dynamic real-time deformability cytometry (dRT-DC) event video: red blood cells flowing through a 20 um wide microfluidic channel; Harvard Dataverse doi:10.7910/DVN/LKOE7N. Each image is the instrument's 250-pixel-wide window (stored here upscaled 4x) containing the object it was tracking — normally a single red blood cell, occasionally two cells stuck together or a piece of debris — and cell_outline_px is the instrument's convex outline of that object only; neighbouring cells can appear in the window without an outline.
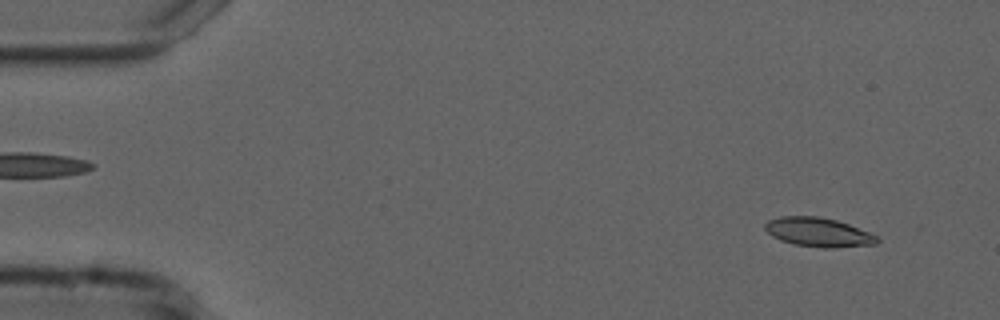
{"species": "common noctule bat (a hibernating species)", "species_latin": "Nyctalus noctula", "temperature_condition": "cold", "stored_images_in_passage": 54, "camera_frame_rate_fps": 3000, "um_per_image_px": 0.085, "animal": {"sex": "male", "forearm_length_mm": 52.5}, "frame": {"image": 1, "passage_image": 4, "time_ms": 1.0, "image_size_px": [1000, 320], "cell_outline_px": [[880, 240], [876, 244], [832, 248], [824, 248], [792, 244], [780, 240], [772, 236], [764, 228], [764, 224], [768, 220], [780, 216], [816, 216], [836, 220], [848, 224], [880, 236]], "centroid_in_image_um": [69.57, 19.74], "position_along_channel_um": 15.4, "area_um2": 19.13}}
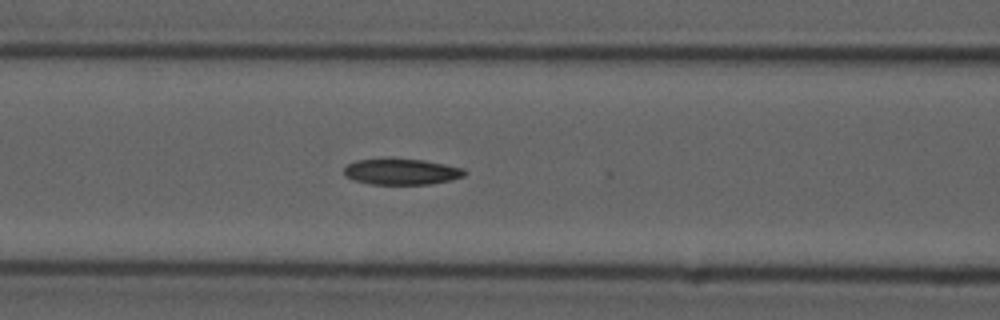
{"frame": {"image": 2, "passage_image": 22, "time_ms": 7.0, "image_size_px": [1000, 320], "cell_outline_px": [[468, 172], [464, 176], [452, 180], [428, 184], [372, 184], [352, 180], [344, 176], [344, 168], [348, 164], [356, 160], [424, 160], [464, 168]], "centroid_in_image_um": [34.15, 14.62], "position_along_channel_um": 132.5, "area_um2": 17.98}}
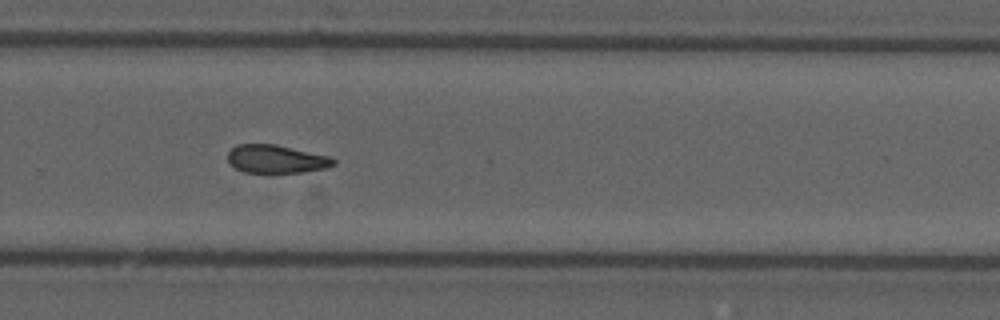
{"frame": {"image": 3, "passage_image": 36, "time_ms": 11.667, "image_size_px": [1000, 320], "cell_outline_px": [[336, 164], [324, 168], [304, 172], [244, 172], [236, 168], [228, 160], [228, 152], [236, 144], [276, 144], [328, 156], [336, 160]], "centroid_in_image_um": [23.47, 13.51], "position_along_channel_um": 306.3, "area_um2": 17.17}, "authors_computed_cell_mechanics": {"area_um2": 18.3515, "velocity_mm_per_s": 3.7433, "shape_relaxation_time_tau1_ms": null, "shape_relaxation_time_tau2_ms": 10.2474, "deformation_change_tau1": null, "deformation_change_tau2": 0.1991}}